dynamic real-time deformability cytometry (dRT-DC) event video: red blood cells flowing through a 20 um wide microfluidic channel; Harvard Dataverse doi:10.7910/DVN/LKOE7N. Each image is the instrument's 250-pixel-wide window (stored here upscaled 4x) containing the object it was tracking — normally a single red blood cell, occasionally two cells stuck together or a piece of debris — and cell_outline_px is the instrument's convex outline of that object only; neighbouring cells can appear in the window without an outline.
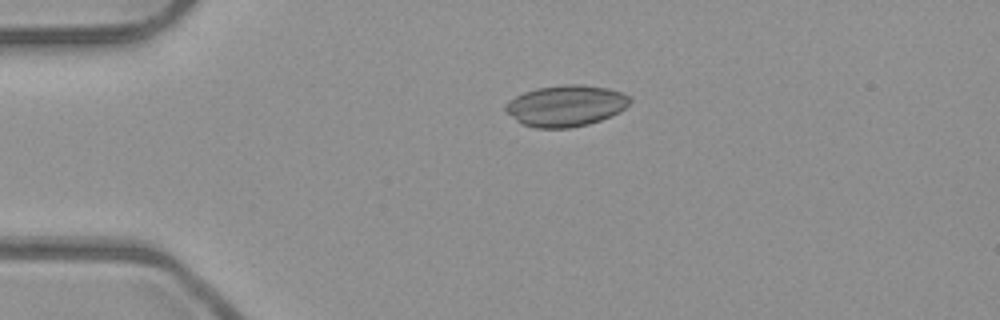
{"species": "common noctule bat (a hibernating species)", "species_latin": "Nyctalus noctula", "temperature_condition": "room temperature", "stored_images_in_passage": 4, "camera_frame_rate_fps": 3000, "um_per_image_px": 0.085, "animal": {"sex": "male", "body_mass_g": 23.1, "forearm_length_mm": 52.7}, "frame": {"image": 1, "passage_image": 3, "time_ms": 0.667, "image_size_px": [1000, 320], "cell_outline_px": [[632, 100], [624, 108], [600, 120], [588, 124], [572, 128], [536, 128], [524, 124], [516, 120], [504, 108], [508, 100], [524, 92], [536, 88], [564, 84], [580, 84], [608, 88], [620, 92], [628, 96]], "centroid_in_image_um": [48.07, 8.98], "position_along_channel_um": 36.9, "area_um2": 29.59}}